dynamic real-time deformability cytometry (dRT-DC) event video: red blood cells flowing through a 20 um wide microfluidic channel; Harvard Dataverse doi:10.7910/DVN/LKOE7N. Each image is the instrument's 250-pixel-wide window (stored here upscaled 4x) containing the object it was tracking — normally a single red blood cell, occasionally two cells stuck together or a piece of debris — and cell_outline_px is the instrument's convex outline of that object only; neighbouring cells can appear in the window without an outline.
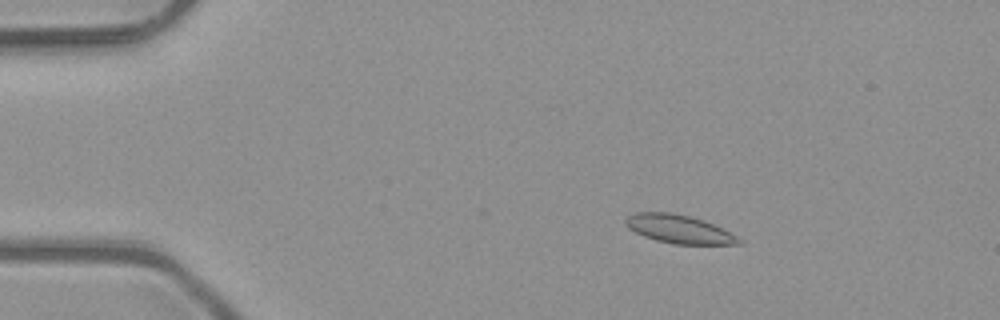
{"species": "common noctule bat (a hibernating species)", "species_latin": "Nyctalus noctula", "temperature_condition": "room temperature", "stored_images_in_passage": 5, "camera_frame_rate_fps": 3000, "um_per_image_px": 0.085, "animal": {"sex": "male", "body_mass_g": 23.1, "forearm_length_mm": 52.7}, "frame": {"image": 1, "passage_image": 3, "time_ms": 0.667, "image_size_px": [1000, 320], "cell_outline_px": [[744, 244], [672, 244], [656, 240], [644, 236], [628, 228], [624, 224], [624, 220], [628, 216], [636, 212], [672, 212], [704, 220], [744, 240]], "centroid_in_image_um": [57.69, 19.47], "position_along_channel_um": 27.3, "area_um2": 18.67}}